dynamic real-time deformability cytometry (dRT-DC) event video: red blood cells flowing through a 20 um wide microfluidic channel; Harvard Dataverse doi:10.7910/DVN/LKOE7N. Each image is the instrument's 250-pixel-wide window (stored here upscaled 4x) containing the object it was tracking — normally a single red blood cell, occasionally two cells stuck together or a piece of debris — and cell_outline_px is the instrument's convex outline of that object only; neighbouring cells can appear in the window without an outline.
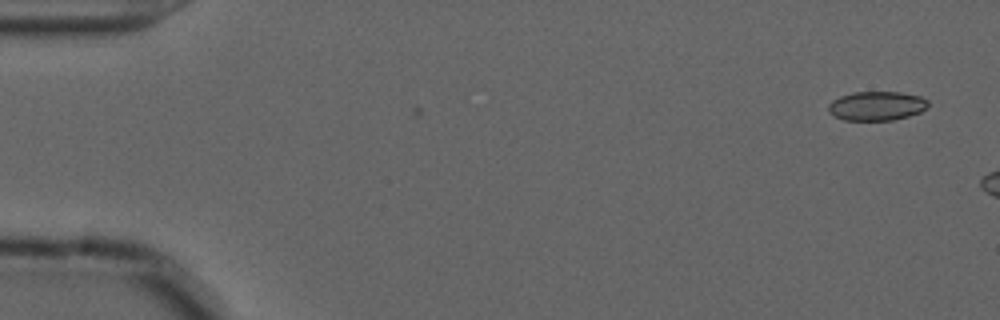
{"species": "common noctule bat (a hibernating species)", "species_latin": "Nyctalus noctula", "temperature_condition": "cold", "stored_images_in_passage": 2, "camera_frame_rate_fps": 3000, "um_per_image_px": 0.085, "animal": {"sex": "male", "forearm_length_mm": 52.5}, "frame": {"image": 1, "passage_image": 2, "time_ms": 0.333, "image_size_px": [1000, 320], "cell_outline_px": [[928, 108], [920, 112], [908, 116], [892, 120], [844, 120], [828, 112], [828, 104], [832, 100], [840, 96], [852, 92], [900, 92], [920, 96], [928, 100]], "centroid_in_image_um": [74.52, 8.99], "position_along_channel_um": 10.5, "area_um2": 16.99}}